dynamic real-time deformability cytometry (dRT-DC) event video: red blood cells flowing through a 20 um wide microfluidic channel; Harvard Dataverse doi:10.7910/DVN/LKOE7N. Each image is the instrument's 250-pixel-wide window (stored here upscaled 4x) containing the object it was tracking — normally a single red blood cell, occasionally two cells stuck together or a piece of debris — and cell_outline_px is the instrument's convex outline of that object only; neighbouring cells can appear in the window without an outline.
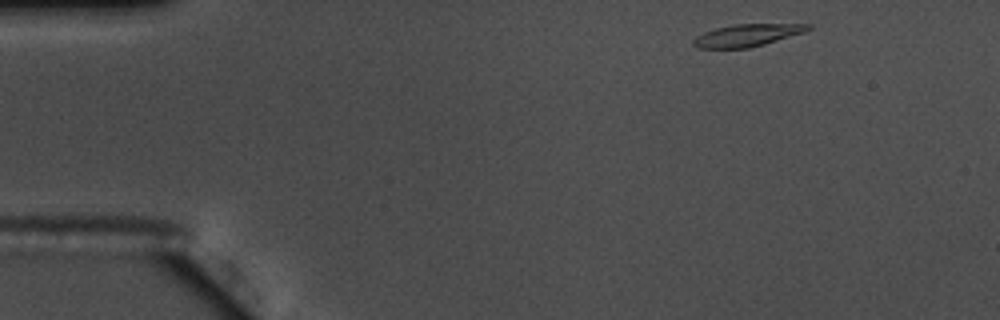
{"species": "common noctule bat (a hibernating species)", "species_latin": "Nyctalus noctula", "temperature_condition": "warm", "stored_images_in_passage": 49, "camera_frame_rate_fps": 3000, "um_per_image_px": 0.085, "animal": {"sex": "male", "body_mass_g": 17.5, "forearm_length_mm": 52.3}, "frame": {"image": 1, "passage_image": 1, "time_ms": 0.0, "image_size_px": [1000, 320], "cell_outline_px": [[812, 28], [804, 32], [764, 44], [748, 48], [696, 48], [692, 44], [692, 40], [696, 36], [704, 32], [716, 28], [732, 24], [812, 24]], "centroid_in_image_um": [63.48, 2.99], "position_along_channel_um": 21.5, "area_um2": 14.85}}
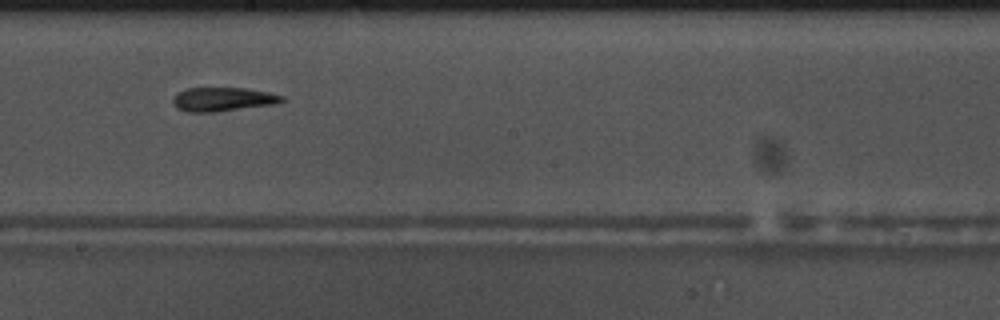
{"frame": {"image": 2, "passage_image": 25, "time_ms": 8.0, "image_size_px": [1000, 320], "cell_outline_px": [[288, 100], [276, 104], [216, 112], [188, 112], [176, 108], [172, 104], [172, 100], [180, 92], [188, 88], [244, 88], [268, 92], [284, 96]], "centroid_in_image_um": [18.99, 8.45], "position_along_channel_um": 229.2, "area_um2": 15.26}}
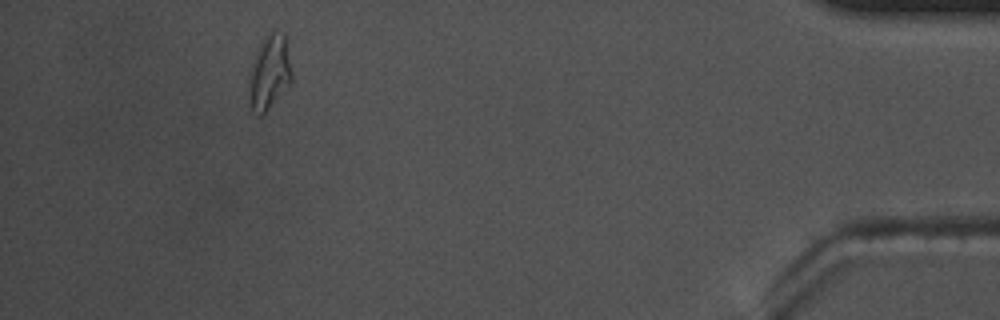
{"frame": {"image": 3, "passage_image": 45, "time_ms": 14.667, "image_size_px": [1000, 320], "cell_outline_px": [[292, 80], [264, 116], [260, 116], [252, 112], [248, 88], [248, 76], [252, 60], [256, 48], [260, 40], [264, 36], [272, 32], [284, 32], [292, 72]], "centroid_in_image_um": [22.86, 6.17], "position_along_channel_um": 412.3, "area_um2": 19.02}, "authors_computed_cell_mechanics": {"area_um2": 15.2592, "velocity_mm_per_s": 3.6683, "shape_relaxation_time_tau1_ms": null, "shape_relaxation_time_tau2_ms": 7.8204, "deformation_change_tau1": null, "deformation_change_tau2": 0.1605}}